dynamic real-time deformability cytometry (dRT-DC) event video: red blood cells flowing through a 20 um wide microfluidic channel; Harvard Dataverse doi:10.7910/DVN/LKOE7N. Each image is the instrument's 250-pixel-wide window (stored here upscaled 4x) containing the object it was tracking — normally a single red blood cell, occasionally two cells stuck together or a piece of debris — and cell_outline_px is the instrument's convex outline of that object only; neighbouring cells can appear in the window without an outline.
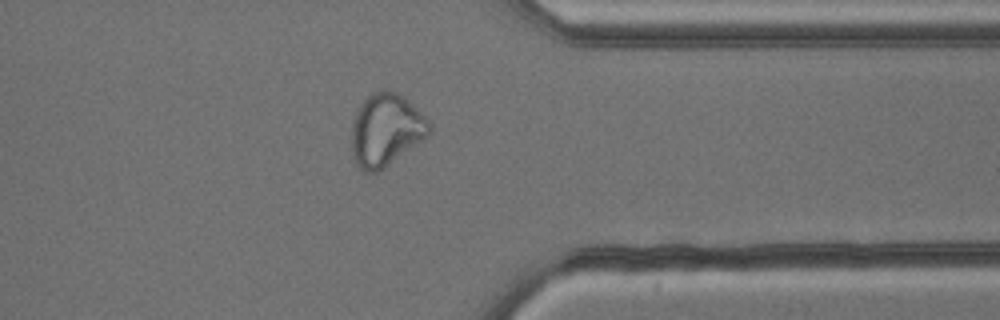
{"species": "common noctule bat (a hibernating species)", "species_latin": "Nyctalus noctula", "temperature_condition": "cold", "stored_images_in_passage": 38, "camera_frame_rate_fps": 3000, "um_per_image_px": 0.085, "animal": {"sex": "male", "body_mass_g": 13.3}, "frame": {"image": 1, "passage_image": 27, "time_ms": 8.667, "image_size_px": [1000, 320], "cell_outline_px": [[432, 128], [428, 136], [424, 140], [376, 172], [364, 172], [356, 164], [352, 156], [352, 124], [356, 108], [372, 92], [384, 88], [396, 92], [404, 96], [432, 124]], "centroid_in_image_um": [32.8, 11.01], "position_along_channel_um": 378.6, "area_um2": 32.95}}
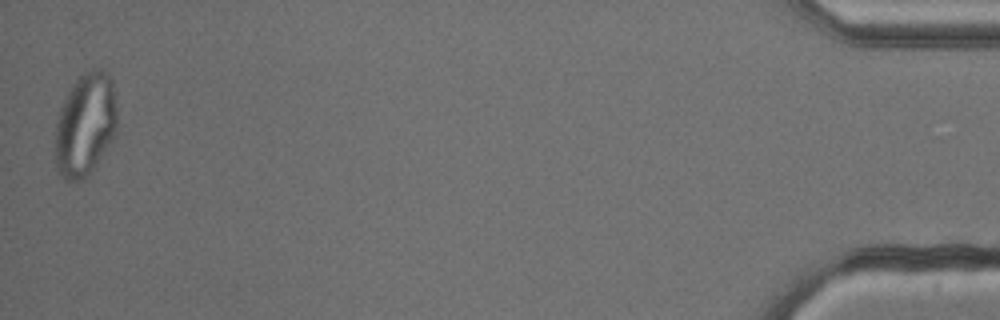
{"frame": {"image": 2, "passage_image": 38, "time_ms": 12.333, "image_size_px": [1000, 320], "cell_outline_px": [[116, 132], [112, 140], [84, 180], [64, 180], [56, 164], [56, 120], [60, 108], [72, 84], [84, 72], [92, 68], [104, 68], [112, 76], [116, 96]], "centroid_in_image_um": [7.28, 10.52], "position_along_channel_um": 427.9, "area_um2": 37.28}}